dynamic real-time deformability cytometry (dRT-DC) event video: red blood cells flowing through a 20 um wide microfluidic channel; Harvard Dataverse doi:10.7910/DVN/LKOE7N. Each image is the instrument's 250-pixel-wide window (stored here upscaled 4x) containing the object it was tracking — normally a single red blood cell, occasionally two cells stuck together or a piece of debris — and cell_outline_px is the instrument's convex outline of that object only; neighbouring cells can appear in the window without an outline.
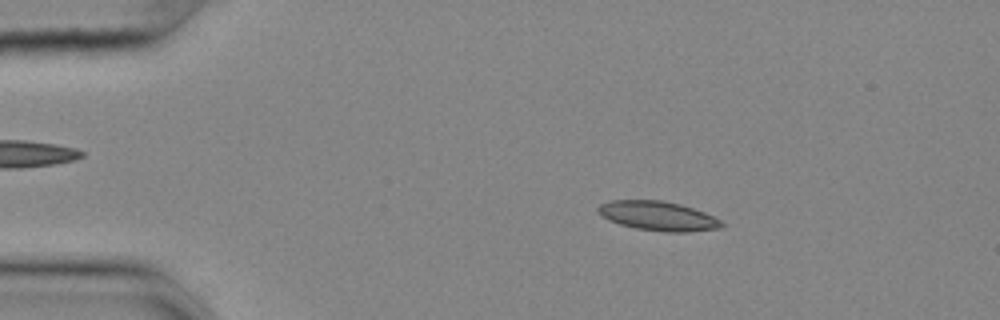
{"species": "common noctule bat (a hibernating species)", "species_latin": "Nyctalus noctula", "temperature_condition": "cold", "stored_images_in_passage": 55, "camera_frame_rate_fps": 3000, "um_per_image_px": 0.085, "animal": {"sex": "female", "body_mass_g": 25.1}, "frame": {"image": 1, "passage_image": 9, "time_ms": 2.667, "image_size_px": [1000, 320], "cell_outline_px": [[724, 228], [684, 232], [668, 232], [636, 228], [620, 224], [608, 220], [596, 208], [600, 204], [612, 200], [664, 200], [680, 204], [704, 212], [720, 220], [724, 224]], "centroid_in_image_um": [55.96, 18.35], "position_along_channel_um": 29.0, "area_um2": 20.98}}
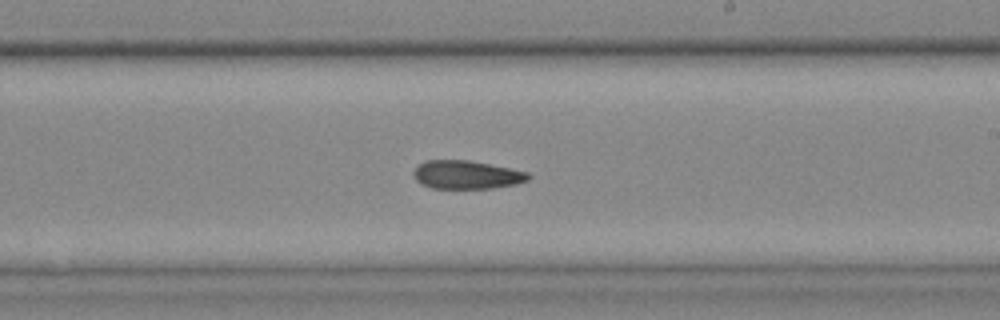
{"frame": {"image": 2, "passage_image": 32, "time_ms": 10.333, "image_size_px": [1000, 320], "cell_outline_px": [[532, 176], [528, 180], [516, 184], [492, 188], [432, 188], [420, 184], [416, 180], [412, 172], [424, 160], [468, 160], [528, 172]], "centroid_in_image_um": [39.64, 14.86], "position_along_channel_um": 249.4, "area_um2": 18.9}}
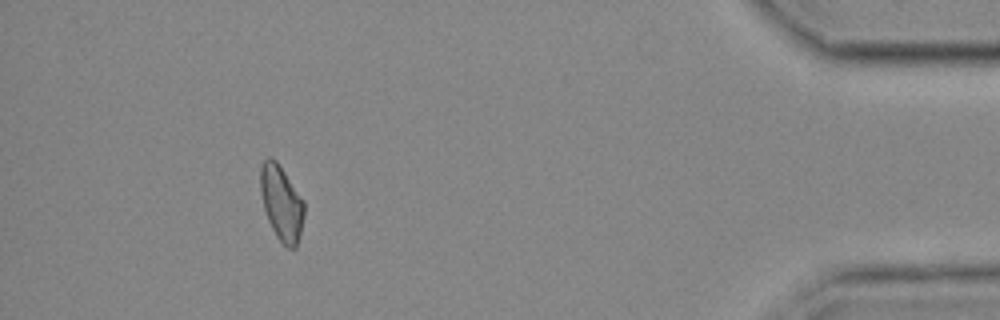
{"frame": {"image": 3, "passage_image": 50, "time_ms": 16.333, "image_size_px": [1000, 320], "cell_outline_px": [[304, 216], [296, 248], [288, 248], [276, 236], [268, 220], [264, 208], [260, 188], [260, 164], [268, 156], [272, 156], [276, 160], [304, 200]], "centroid_in_image_um": [23.91, 17.22], "position_along_channel_um": 411.3, "area_um2": 19.07}, "authors_computed_cell_mechanics": {"area_um2": 19.7098, "velocity_mm_per_s": 3.6355, "shape_relaxation_time_tau1_ms": null, "shape_relaxation_time_tau2_ms": 9.279, "deformation_change_tau1": null, "deformation_change_tau2": 0.1768}}